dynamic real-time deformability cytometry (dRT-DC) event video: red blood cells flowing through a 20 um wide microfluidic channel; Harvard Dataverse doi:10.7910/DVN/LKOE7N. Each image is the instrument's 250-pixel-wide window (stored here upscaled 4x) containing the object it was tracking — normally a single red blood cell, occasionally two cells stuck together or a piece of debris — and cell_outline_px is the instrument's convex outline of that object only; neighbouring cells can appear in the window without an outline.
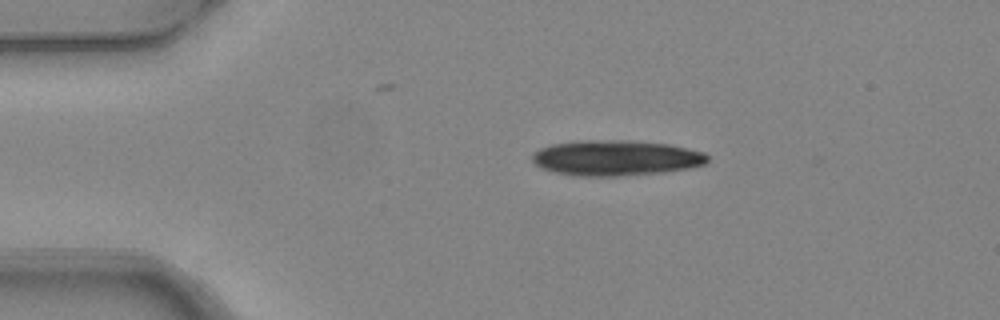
{"species": "common noctule bat (a hibernating species)", "species_latin": "Nyctalus noctula", "temperature_condition": "warm", "stored_images_in_passage": 5, "segment_of_instrument_passage": [2, 2], "camera_frame_rate_fps": 3000, "um_per_image_px": 0.085, "animal": {"sex": "female", "body_mass_g": 24.6, "forearm_length_mm": 56.2}, "frame": {"image": 1, "passage_image": 5, "time_ms": 1.333, "image_size_px": [1000, 320], "cell_outline_px": [[708, 160], [704, 164], [692, 168], [664, 172], [620, 176], [576, 176], [552, 172], [540, 168], [532, 160], [532, 152], [540, 148], [552, 144], [580, 140], [628, 140], [668, 144], [688, 148], [704, 152], [708, 156]], "centroid_in_image_um": [52.33, 13.43], "position_along_channel_um": 32.7, "area_um2": 36.59}}